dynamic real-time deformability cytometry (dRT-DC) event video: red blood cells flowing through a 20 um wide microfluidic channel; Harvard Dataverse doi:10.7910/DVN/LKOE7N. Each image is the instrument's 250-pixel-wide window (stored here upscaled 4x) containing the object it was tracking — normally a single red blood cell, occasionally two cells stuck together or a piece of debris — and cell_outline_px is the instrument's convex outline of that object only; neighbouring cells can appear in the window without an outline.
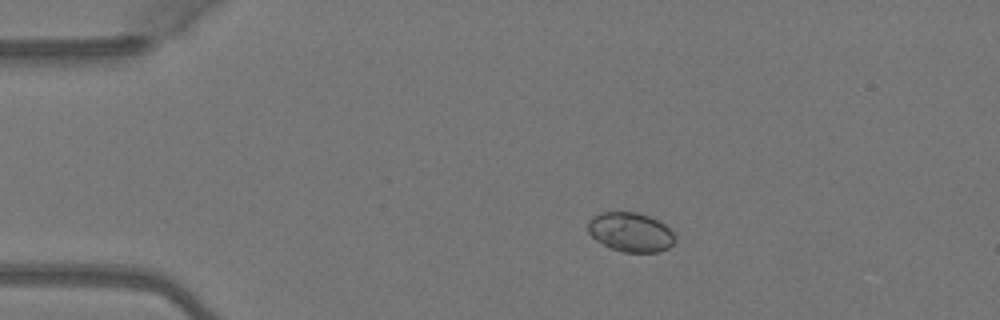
{"species": "Egyptian fruit bat (a non-hibernating species)", "species_latin": "Rousettus aegyptiacus", "temperature_condition": "warm", "stored_images_in_passage": 4, "camera_frame_rate_fps": 3000, "um_per_image_px": 0.085, "animal": {"sex": "female"}, "frame": {"image": 1, "passage_image": 2, "time_ms": 0.333, "image_size_px": [1000, 320], "cell_outline_px": [[676, 240], [668, 248], [660, 252], [624, 252], [608, 248], [596, 240], [588, 232], [588, 220], [592, 216], [600, 212], [636, 212], [648, 216], [664, 224], [676, 236]], "centroid_in_image_um": [53.58, 19.74], "position_along_channel_um": 31.4, "area_um2": 20.06}}
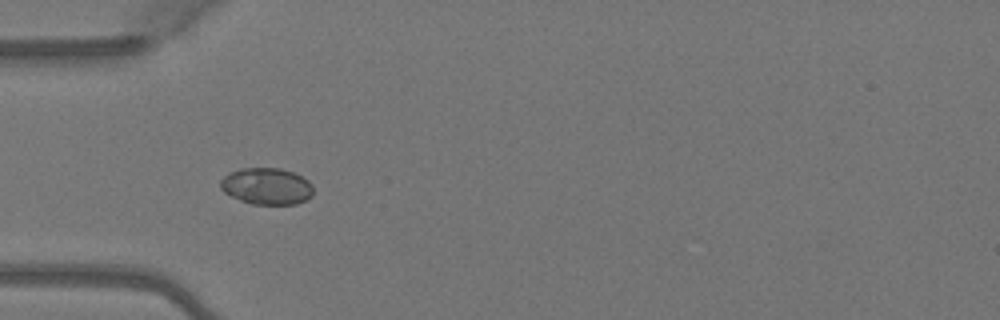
{"frame": {"image": 2, "passage_image": 3, "time_ms": 0.667, "image_size_px": [1000, 320], "cell_outline_px": [[312, 196], [296, 204], [252, 204], [240, 200], [224, 192], [220, 188], [220, 180], [224, 176], [240, 168], [280, 168], [292, 172], [308, 180], [312, 184]], "centroid_in_image_um": [22.66, 15.83], "position_along_channel_um": 62.3, "area_um2": 19.71}}
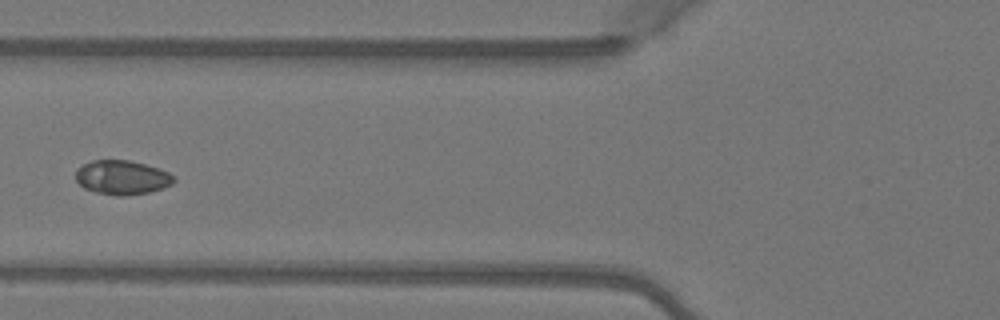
{"frame": {"image": 3, "passage_image": 4, "time_ms": 1.0, "image_size_px": [1000, 320], "cell_outline_px": [[176, 180], [172, 184], [164, 188], [148, 192], [124, 196], [116, 196], [96, 192], [84, 188], [76, 180], [76, 168], [92, 160], [128, 160], [160, 168], [168, 172]], "centroid_in_image_um": [10.37, 15.08], "position_along_channel_um": 115.4, "area_um2": 19.59}}